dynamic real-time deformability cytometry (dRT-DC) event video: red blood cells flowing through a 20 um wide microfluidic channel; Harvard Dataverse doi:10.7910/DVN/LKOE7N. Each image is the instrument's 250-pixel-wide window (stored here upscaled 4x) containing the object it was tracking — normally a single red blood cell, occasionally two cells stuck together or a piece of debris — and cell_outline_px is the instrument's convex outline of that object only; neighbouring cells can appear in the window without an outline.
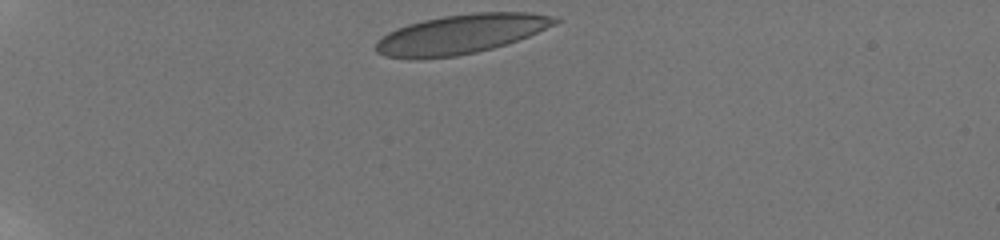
{"species": "human", "species_latin": "Homo sapiens", "temperature_condition": "room temperature", "stored_images_in_passage": 37, "camera_frame_rate_fps": 3000, "um_per_image_px": 0.085, "donor": {"sex": "male"}, "frame": {"image": 1, "passage_image": 1, "time_ms": 0.0, "image_size_px": [1000, 240], "cell_outline_px": [[564, 20], [556, 24], [528, 36], [492, 48], [476, 52], [456, 56], [420, 60], [408, 60], [384, 56], [376, 52], [376, 40], [388, 32], [396, 28], [408, 24], [424, 20], [444, 16], [472, 12], [528, 12], [560, 16]], "centroid_in_image_um": [39.17, 2.91], "position_along_channel_um": 45.8, "area_um2": 41.62}}
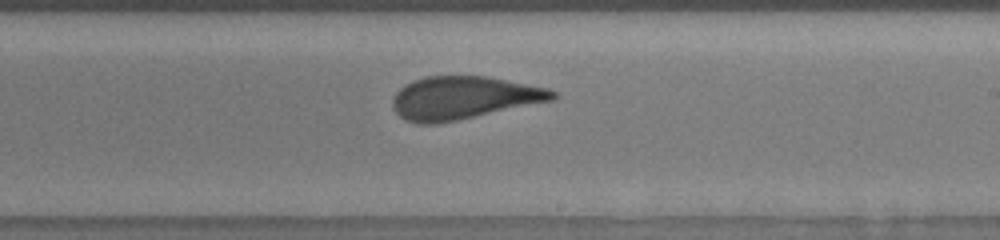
{"frame": {"image": 2, "passage_image": 22, "time_ms": 7.0, "image_size_px": [1000, 240], "cell_outline_px": [[556, 96], [552, 100], [456, 120], [436, 124], [420, 124], [408, 120], [400, 116], [396, 112], [392, 104], [392, 100], [396, 92], [404, 84], [412, 80], [424, 76], [488, 76], [548, 88], [556, 92]], "centroid_in_image_um": [39.36, 8.3], "position_along_channel_um": 249.6, "area_um2": 39.65}}
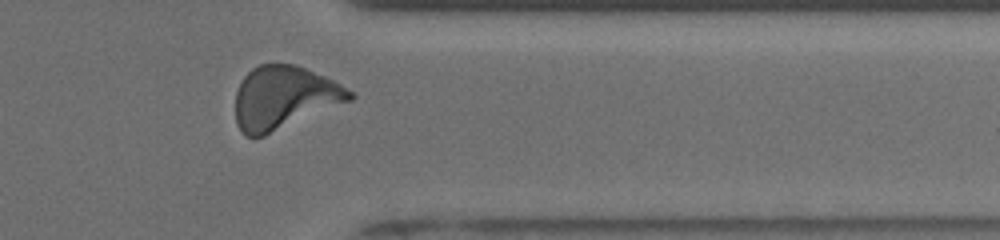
{"frame": {"image": 3, "passage_image": 33, "time_ms": 10.667, "image_size_px": [1000, 240], "cell_outline_px": [[356, 96], [352, 100], [264, 136], [244, 136], [236, 124], [236, 92], [244, 76], [252, 68], [260, 64], [296, 64], [324, 76], [340, 84], [352, 92]], "centroid_in_image_um": [24.14, 8.3], "position_along_channel_um": 387.3, "area_um2": 41.79}, "authors_computed_cell_mechanics": {"area_um2": 40.1132, "velocity_mm_per_s": 3.7898, "shape_relaxation_time_tau1_ms": 6.9554, "shape_relaxation_time_tau2_ms": 0.6541, "deformation_change_tau1": 0.2031, "deformation_change_tau2": 0.0656}}